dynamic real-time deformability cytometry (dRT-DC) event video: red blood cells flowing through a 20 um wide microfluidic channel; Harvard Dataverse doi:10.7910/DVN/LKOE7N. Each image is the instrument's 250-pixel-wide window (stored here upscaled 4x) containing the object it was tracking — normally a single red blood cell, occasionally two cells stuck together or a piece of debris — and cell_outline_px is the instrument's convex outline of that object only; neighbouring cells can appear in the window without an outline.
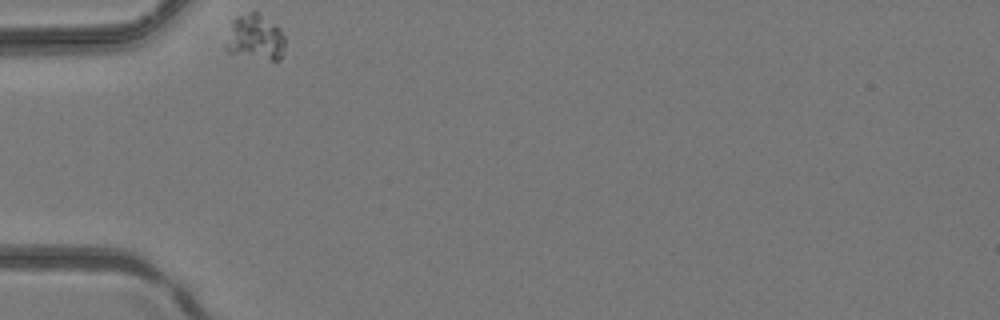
{"species": "common noctule bat (a hibernating species)", "species_latin": "Nyctalus noctula", "temperature_condition": "room temperature", "stored_images_in_passage": 25, "camera_frame_rate_fps": 3000, "um_per_image_px": 0.085, "animal": {"sex": "female", "body_mass_g": 24.6, "forearm_length_mm": 56.2}, "frame": {"image": 1, "passage_image": 1, "time_ms": 0.0, "image_size_px": [1000, 320], "cell_outline_px": [[284, 52], [280, 60], [272, 60], [228, 52], [224, 48], [224, 44], [232, 20], [236, 16], [248, 12], [260, 12], [276, 24], [280, 28], [284, 36]], "centroid_in_image_um": [21.69, 3.15], "position_along_channel_um": 63.3, "area_um2": 15.95}}
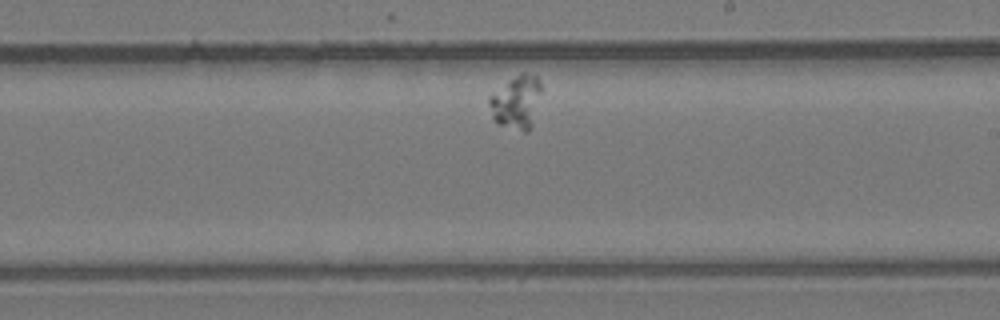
{"frame": {"image": 2, "passage_image": 15, "time_ms": 4.667, "image_size_px": [1000, 320], "cell_outline_px": [[540, 92], [532, 128], [528, 132], [524, 132], [500, 124], [492, 120], [488, 104], [488, 96], [508, 80], [520, 72], [524, 72], [536, 76], [540, 80]], "centroid_in_image_um": [43.86, 8.68], "position_along_channel_um": 245.1, "area_um2": 16.36}}
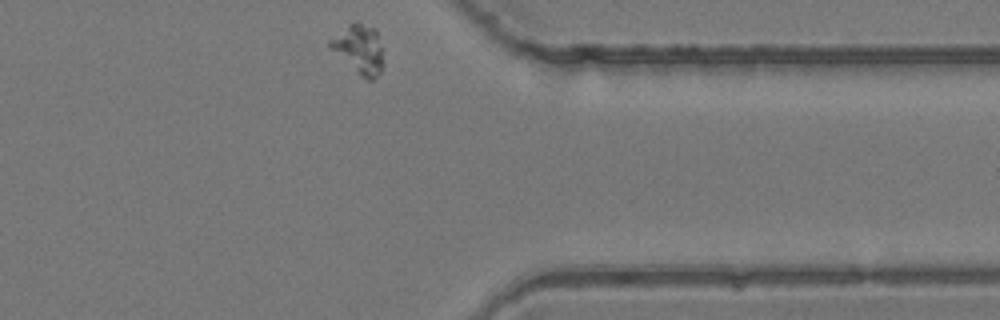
{"frame": {"image": 3, "passage_image": 25, "time_ms": 8.0, "image_size_px": [1000, 320], "cell_outline_px": [[384, 64], [380, 72], [372, 80], [368, 80], [360, 76], [328, 48], [328, 40], [348, 24], [360, 24], [376, 28]], "centroid_in_image_um": [30.49, 4.21], "position_along_channel_um": 380.9, "area_um2": 15.14}}